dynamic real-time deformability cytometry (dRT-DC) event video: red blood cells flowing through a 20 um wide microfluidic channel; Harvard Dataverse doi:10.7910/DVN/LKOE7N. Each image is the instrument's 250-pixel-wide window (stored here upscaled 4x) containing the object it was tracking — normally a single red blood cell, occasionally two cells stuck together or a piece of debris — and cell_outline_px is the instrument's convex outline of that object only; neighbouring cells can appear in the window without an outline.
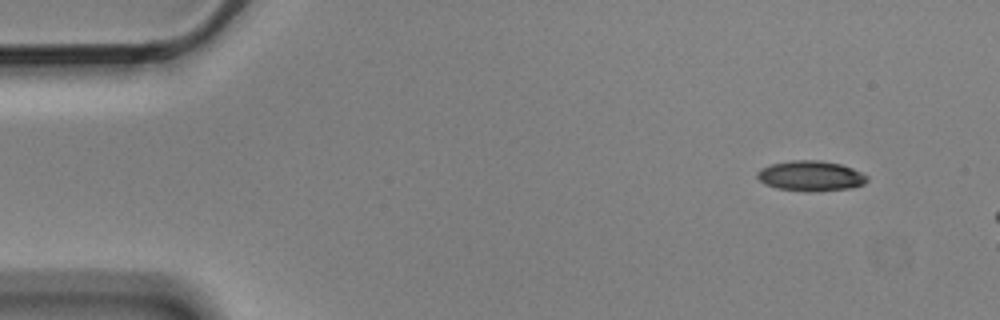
{"species": "Egyptian fruit bat (a non-hibernating species)", "species_latin": "Rousettus aegyptiacus", "temperature_condition": "cold", "stored_images_in_passage": 3, "camera_frame_rate_fps": 3000, "um_per_image_px": 0.085, "animal": {"sex": "male"}, "frame": {"image": 1, "passage_image": 1, "time_ms": 0.0, "image_size_px": [1000, 320], "cell_outline_px": [[868, 180], [864, 184], [852, 188], [812, 192], [804, 192], [776, 188], [764, 184], [756, 176], [756, 172], [760, 168], [772, 164], [792, 160], [820, 160], [840, 164], [852, 168], [868, 176]], "centroid_in_image_um": [68.9, 14.96], "position_along_channel_um": 16.1, "area_um2": 19.59}}